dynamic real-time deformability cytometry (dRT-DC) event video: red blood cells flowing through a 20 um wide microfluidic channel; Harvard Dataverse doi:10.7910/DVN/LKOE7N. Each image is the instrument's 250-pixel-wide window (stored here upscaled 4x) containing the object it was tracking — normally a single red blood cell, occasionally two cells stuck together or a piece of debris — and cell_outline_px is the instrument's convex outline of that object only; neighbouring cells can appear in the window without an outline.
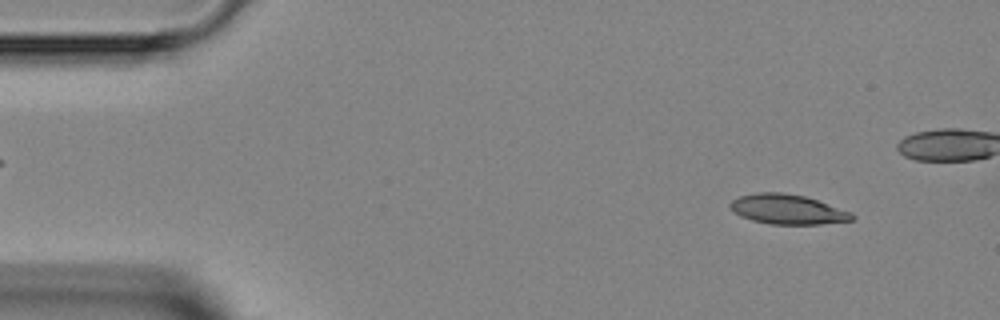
{"species": "Egyptian fruit bat (a non-hibernating species)", "species_latin": "Rousettus aegyptiacus", "temperature_condition": "room temperature", "stored_images_in_passage": 38, "camera_frame_rate_fps": 3000, "um_per_image_px": 0.085, "animal": {"sex": "female"}, "frame": {"image": 1, "passage_image": 4, "time_ms": 1.0, "image_size_px": [1000, 320], "cell_outline_px": [[856, 216], [852, 220], [820, 224], [768, 224], [752, 220], [740, 216], [728, 204], [732, 200], [740, 196], [756, 192], [784, 192], [804, 196], [852, 212]], "centroid_in_image_um": [66.94, 17.79], "position_along_channel_um": 18.1, "area_um2": 21.04}}
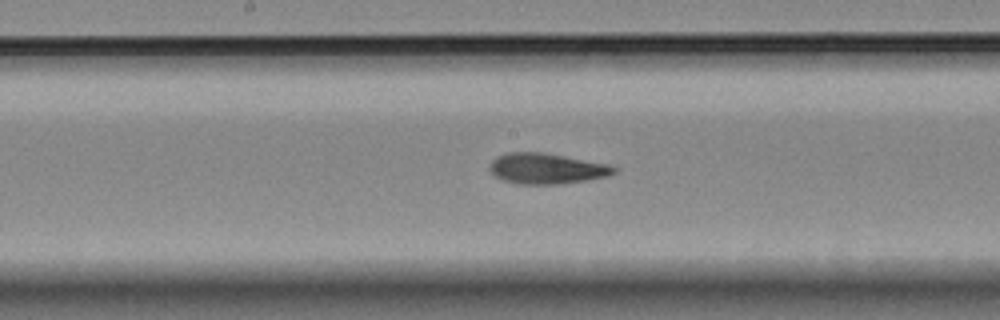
{"frame": {"image": 2, "passage_image": 23, "time_ms": 7.333, "image_size_px": [1000, 320], "cell_outline_px": [[616, 172], [608, 176], [560, 184], [524, 184], [504, 180], [496, 176], [488, 168], [488, 164], [496, 156], [508, 152], [544, 152], [612, 164], [616, 168]], "centroid_in_image_um": [46.48, 14.31], "position_along_channel_um": 201.7, "area_um2": 22.31}}
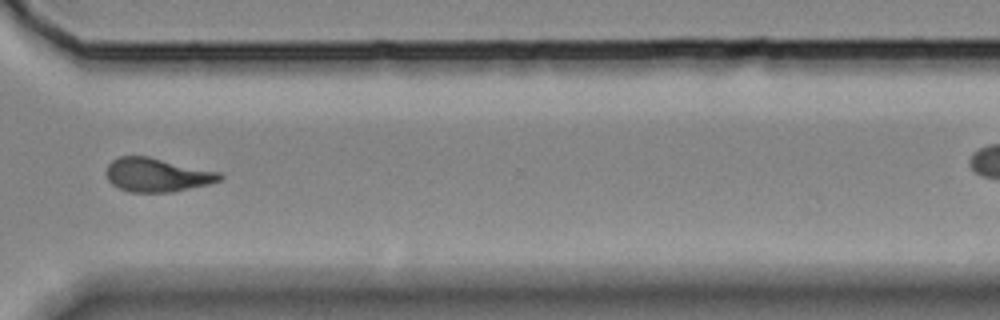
{"frame": {"image": 3, "passage_image": 34, "time_ms": 11.0, "image_size_px": [1000, 320], "cell_outline_px": [[224, 176], [220, 180], [208, 184], [172, 192], [128, 192], [112, 184], [108, 180], [104, 172], [108, 164], [112, 160], [120, 156], [148, 156], [220, 172]], "centroid_in_image_um": [13.32, 14.86], "position_along_channel_um": 357.3, "area_um2": 22.37}}